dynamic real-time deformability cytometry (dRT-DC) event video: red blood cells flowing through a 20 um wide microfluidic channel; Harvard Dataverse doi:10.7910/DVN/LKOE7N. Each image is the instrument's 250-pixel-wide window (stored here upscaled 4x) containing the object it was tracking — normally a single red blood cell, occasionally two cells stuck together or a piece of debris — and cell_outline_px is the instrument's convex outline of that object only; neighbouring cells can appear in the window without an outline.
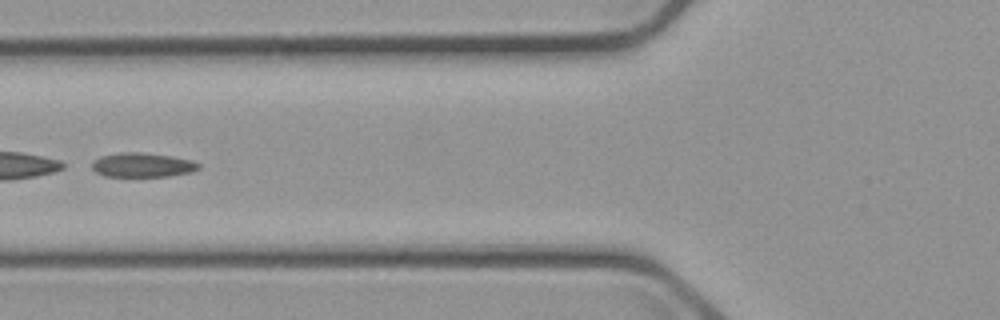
{"species": "common noctule bat (a hibernating species)", "species_latin": "Nyctalus noctula", "temperature_condition": "cold", "stored_images_in_passage": 7, "segment_of_instrument_passage": [2, 2], "camera_frame_rate_fps": 3000, "um_per_image_px": 0.085, "animal": {"sex": "male", "body_mass_g": 23.1, "forearm_length_mm": 52.7}, "frame": {"image": 1, "passage_image": 6, "time_ms": 6.333, "image_size_px": [1000, 320], "cell_outline_px": [[200, 168], [192, 172], [168, 176], [104, 176], [96, 172], [92, 168], [92, 160], [100, 156], [124, 152], [140, 152], [172, 156], [192, 160], [200, 164]], "centroid_in_image_um": [12.11, 14.02], "position_along_channel_um": 113.7, "area_um2": 15.14}}
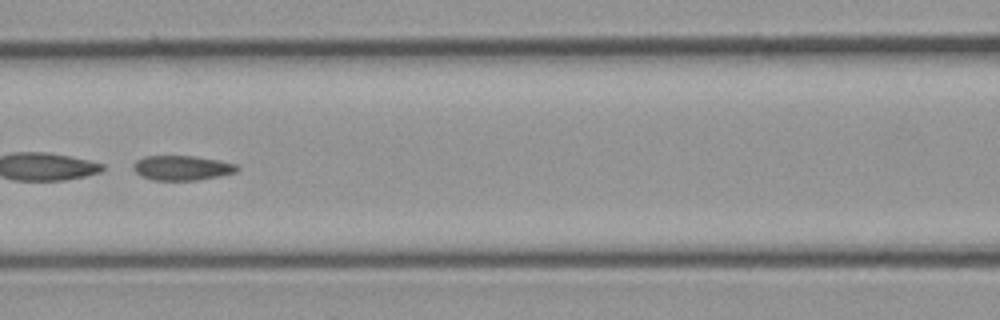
{"frame": {"image": 2, "passage_image": 7, "time_ms": 7.333, "image_size_px": [1000, 320], "cell_outline_px": [[240, 168], [236, 172], [220, 176], [200, 180], [152, 180], [140, 176], [132, 168], [132, 164], [136, 160], [144, 156], [192, 156], [216, 160], [236, 164]], "centroid_in_image_um": [15.44, 14.28], "position_along_channel_um": 151.2, "area_um2": 15.03}}